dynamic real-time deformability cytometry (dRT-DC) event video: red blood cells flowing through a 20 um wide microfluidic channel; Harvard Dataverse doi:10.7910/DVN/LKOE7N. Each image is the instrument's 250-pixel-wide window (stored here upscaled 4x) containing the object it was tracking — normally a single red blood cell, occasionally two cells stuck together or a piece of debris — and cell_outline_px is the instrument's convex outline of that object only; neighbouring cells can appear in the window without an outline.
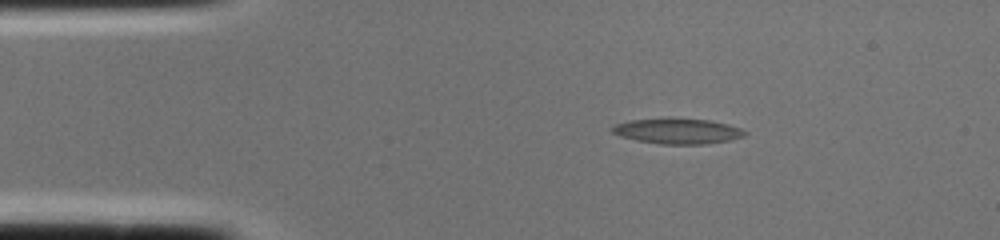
{"species": "common noctule bat (a hibernating species)", "species_latin": "Nyctalus noctula", "temperature_condition": "cold", "stored_images_in_passage": 2, "camera_frame_rate_fps": 3000, "um_per_image_px": 0.085, "animal": {"sex": "female", "body_mass_g": 22.0, "forearm_length_mm": 56.7}, "frame": {"image": 1, "passage_image": 1, "time_ms": 0.0, "image_size_px": [1000, 240], "cell_outline_px": [[748, 132], [744, 136], [732, 140], [708, 144], [660, 144], [636, 140], [620, 136], [612, 132], [612, 128], [616, 124], [628, 120], [668, 116], [672, 116], [712, 120], [728, 124], [740, 128]], "centroid_in_image_um": [57.61, 11.11], "position_along_channel_um": 27.4, "area_um2": 20.4}}